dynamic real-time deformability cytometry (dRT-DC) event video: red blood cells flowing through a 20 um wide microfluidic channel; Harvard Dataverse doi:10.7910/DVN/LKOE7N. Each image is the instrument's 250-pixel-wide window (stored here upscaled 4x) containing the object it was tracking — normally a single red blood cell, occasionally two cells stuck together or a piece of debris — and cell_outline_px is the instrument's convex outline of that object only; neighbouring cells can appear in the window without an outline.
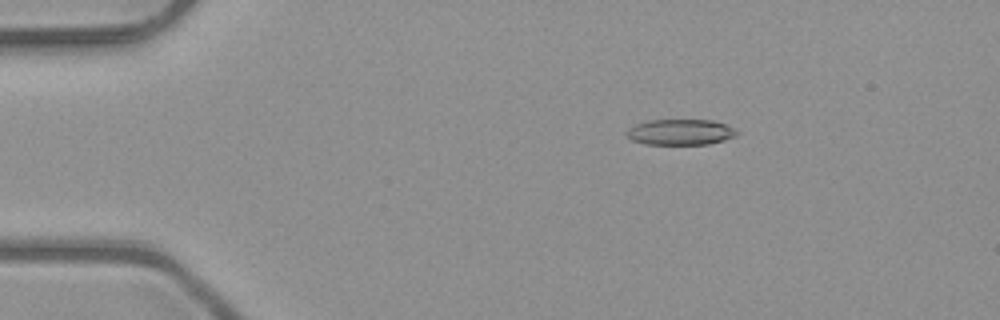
{"species": "common noctule bat (a hibernating species)", "species_latin": "Nyctalus noctula", "temperature_condition": "room temperature", "stored_images_in_passage": 49, "camera_frame_rate_fps": 3000, "um_per_image_px": 0.085, "animal": {"sex": "male", "body_mass_g": 23.1, "forearm_length_mm": 52.7}, "frame": {"image": 1, "passage_image": 7, "time_ms": 2.0, "image_size_px": [1000, 320], "cell_outline_px": [[740, 132], [736, 136], [724, 140], [708, 144], [644, 144], [632, 140], [628, 136], [628, 128], [636, 124], [648, 120], [712, 120], [724, 124]], "centroid_in_image_um": [57.85, 11.23], "position_along_channel_um": 27.2, "area_um2": 16.42}}
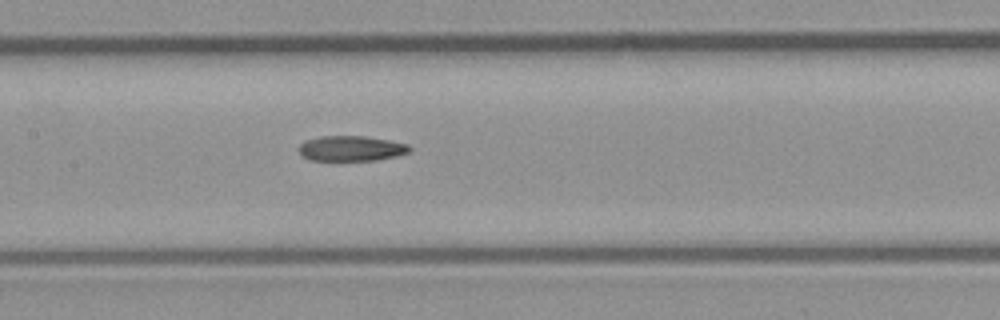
{"frame": {"image": 2, "passage_image": 23, "time_ms": 7.333, "image_size_px": [1000, 320], "cell_outline_px": [[412, 148], [408, 152], [396, 156], [376, 160], [308, 160], [300, 156], [300, 144], [304, 140], [320, 136], [368, 136], [408, 144]], "centroid_in_image_um": [29.83, 12.61], "position_along_channel_um": 177.6, "area_um2": 16.36}}
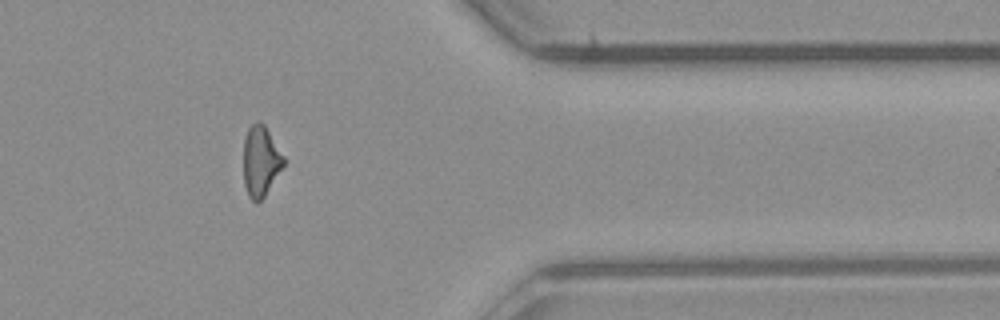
{"frame": {"image": 3, "passage_image": 40, "time_ms": 13.0, "image_size_px": [1000, 320], "cell_outline_px": [[284, 164], [264, 196], [256, 204], [248, 196], [244, 184], [244, 140], [248, 128], [256, 120], [260, 120], [264, 124], [284, 156]], "centroid_in_image_um": [22.14, 13.67], "position_along_channel_um": 389.3, "area_um2": 16.36}, "authors_computed_cell_mechanics": {"area_um2": 16.9354, "velocity_mm_per_s": 4.0762, "shape_relaxation_time_tau1_ms": null, "shape_relaxation_time_tau2_ms": 6.4886, "deformation_change_tau1": null, "deformation_change_tau2": 0.1759}}